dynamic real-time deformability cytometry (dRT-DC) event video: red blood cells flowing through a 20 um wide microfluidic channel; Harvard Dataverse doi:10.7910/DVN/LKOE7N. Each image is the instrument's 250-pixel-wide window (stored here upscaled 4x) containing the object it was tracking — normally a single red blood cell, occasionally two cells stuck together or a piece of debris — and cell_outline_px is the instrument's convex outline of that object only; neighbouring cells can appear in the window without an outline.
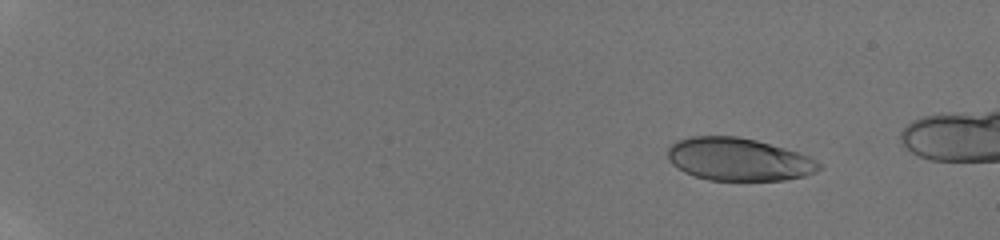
{"species": "human", "species_latin": "Homo sapiens", "temperature_condition": "room temperature", "stored_images_in_passage": 16, "camera_frame_rate_fps": 3000, "um_per_image_px": 0.085, "donor": {"sex": "male"}, "frame": {"image": 1, "passage_image": 3, "time_ms": 0.333, "image_size_px": [1000, 240], "cell_outline_px": [[820, 168], [804, 176], [784, 180], [708, 180], [684, 172], [672, 164], [668, 160], [668, 148], [676, 140], [688, 136], [736, 136], [756, 140], [784, 148], [808, 156], [820, 164]], "centroid_in_image_um": [62.71, 13.54], "position_along_channel_um": 22.3, "area_um2": 37.45}}